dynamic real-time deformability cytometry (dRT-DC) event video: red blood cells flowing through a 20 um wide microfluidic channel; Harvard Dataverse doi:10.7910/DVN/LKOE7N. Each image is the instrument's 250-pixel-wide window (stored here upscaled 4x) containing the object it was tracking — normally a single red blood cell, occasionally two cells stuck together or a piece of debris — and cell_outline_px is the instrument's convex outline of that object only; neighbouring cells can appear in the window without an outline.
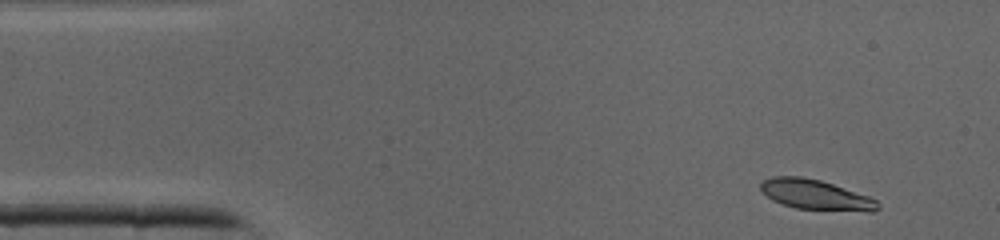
{"species": "common noctule bat (a hibernating species)", "species_latin": "Nyctalus noctula", "temperature_condition": "cold", "stored_images_in_passage": 41, "camera_frame_rate_fps": 3000, "um_per_image_px": 0.085, "animal": {"sex": "male", "body_mass_g": 19.0, "forearm_length_mm": 50.8}, "frame": {"image": 1, "passage_image": 3, "time_ms": 0.667, "image_size_px": [1000, 240], "cell_outline_px": [[880, 208], [872, 212], [868, 212], [796, 208], [772, 200], [760, 188], [760, 184], [764, 180], [772, 176], [800, 176], [820, 180], [868, 196], [876, 200], [880, 204]], "centroid_in_image_um": [69.36, 16.56], "position_along_channel_um": 15.6, "area_um2": 20.35}}
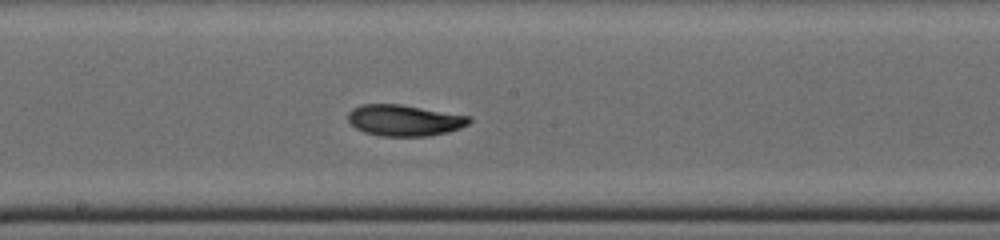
{"frame": {"image": 2, "passage_image": 21, "time_ms": 6.667, "image_size_px": [1000, 240], "cell_outline_px": [[472, 120], [468, 124], [460, 128], [448, 132], [428, 136], [380, 136], [364, 132], [356, 128], [348, 120], [348, 112], [352, 108], [360, 104], [400, 104], [472, 116]], "centroid_in_image_um": [34.38, 10.22], "position_along_channel_um": 213.8, "area_um2": 22.2}}
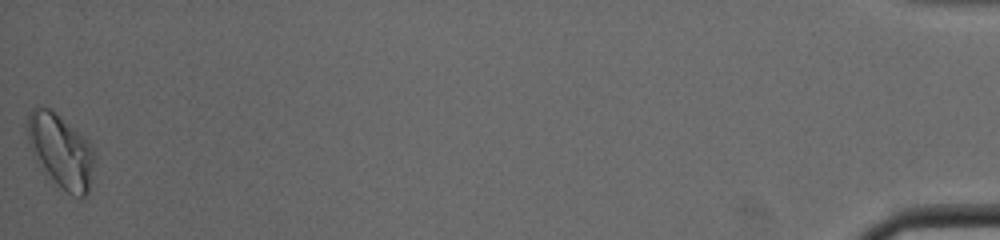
{"frame": {"image": 3, "passage_image": 41, "time_ms": 13.333, "image_size_px": [1000, 240], "cell_outline_px": [[96, 160], [88, 192], [84, 196], [72, 196], [44, 176], [28, 148], [28, 116], [32, 108], [52, 108], [84, 136], [88, 140], [92, 148]], "centroid_in_image_um": [5.16, 12.86], "position_along_channel_um": 430.0, "area_um2": 29.48}}